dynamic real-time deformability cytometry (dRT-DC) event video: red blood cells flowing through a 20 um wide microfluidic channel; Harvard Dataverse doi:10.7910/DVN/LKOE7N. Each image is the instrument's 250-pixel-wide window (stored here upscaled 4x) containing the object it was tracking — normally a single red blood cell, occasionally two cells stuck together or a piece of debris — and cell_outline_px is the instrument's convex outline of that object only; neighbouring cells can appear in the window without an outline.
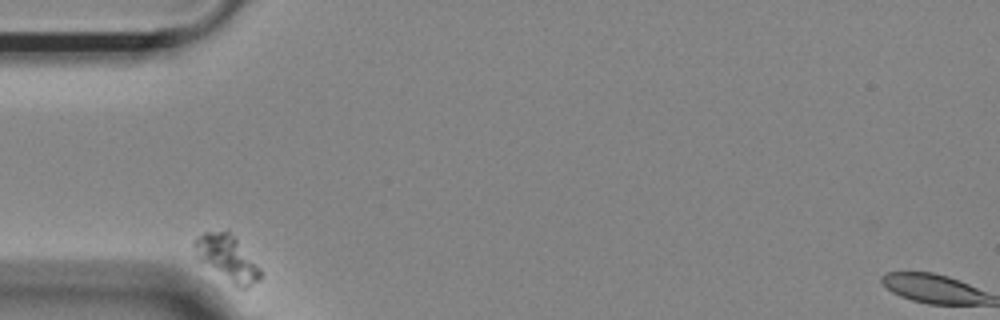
{"species": "Egyptian fruit bat (a non-hibernating species)", "species_latin": "Rousettus aegyptiacus", "temperature_condition": "room temperature", "stored_images_in_passage": 36, "camera_frame_rate_fps": 3000, "um_per_image_px": 0.085, "animal": {"sex": "female"}, "frame": {"image": 1, "passage_image": 1, "time_ms": 0.0, "image_size_px": [1000, 320], "cell_outline_px": [[260, 280], [248, 288], [236, 288], [200, 260], [192, 244], [204, 232], [228, 232], [236, 240], [260, 268]], "centroid_in_image_um": [19.33, 22.0], "position_along_channel_um": 65.7, "area_um2": 16.88}}
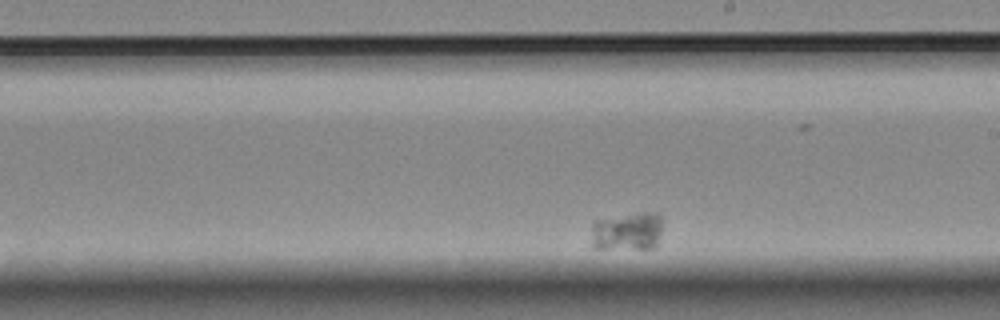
{"frame": {"image": 2, "passage_image": 21, "time_ms": 6.667, "image_size_px": [1000, 320], "cell_outline_px": [[660, 232], [656, 244], [652, 248], [596, 248], [592, 244], [592, 224], [596, 220], [640, 212], [652, 212], [660, 216]], "centroid_in_image_um": [53.3, 19.66], "position_along_channel_um": 235.7, "area_um2": 15.61}}
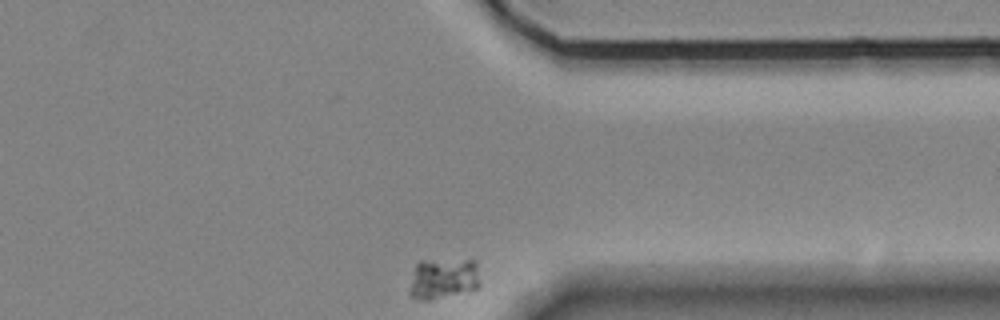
{"frame": {"image": 3, "passage_image": 36, "time_ms": 11.667, "image_size_px": [1000, 320], "cell_outline_px": [[480, 288], [428, 300], [416, 300], [408, 296], [408, 292], [416, 264], [420, 260], [476, 260], [480, 284]], "centroid_in_image_um": [37.67, 23.68], "position_along_channel_um": 373.7, "area_um2": 16.99}}